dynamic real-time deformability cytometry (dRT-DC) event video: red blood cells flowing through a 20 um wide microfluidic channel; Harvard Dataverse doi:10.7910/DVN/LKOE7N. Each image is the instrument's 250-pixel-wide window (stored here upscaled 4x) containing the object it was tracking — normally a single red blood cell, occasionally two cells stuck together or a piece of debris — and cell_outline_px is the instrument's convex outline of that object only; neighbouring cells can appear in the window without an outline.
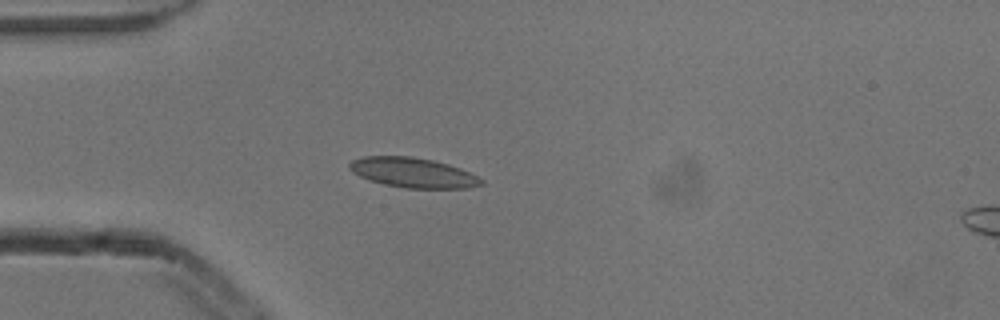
{"species": "common noctule bat (a hibernating species)", "species_latin": "Nyctalus noctula", "temperature_condition": "cold", "stored_images_in_passage": 5, "camera_frame_rate_fps": 3000, "um_per_image_px": 0.085, "animal": {"sex": "male", "body_mass_g": 13.3}, "frame": {"image": 1, "passage_image": 4, "time_ms": 1.0, "image_size_px": [1000, 320], "cell_outline_px": [[484, 184], [468, 188], [404, 188], [384, 184], [368, 180], [352, 172], [348, 168], [348, 164], [352, 160], [364, 156], [412, 156], [432, 160], [448, 164], [460, 168], [484, 180]], "centroid_in_image_um": [35.08, 14.67], "position_along_channel_um": 49.9, "area_um2": 23.0}}